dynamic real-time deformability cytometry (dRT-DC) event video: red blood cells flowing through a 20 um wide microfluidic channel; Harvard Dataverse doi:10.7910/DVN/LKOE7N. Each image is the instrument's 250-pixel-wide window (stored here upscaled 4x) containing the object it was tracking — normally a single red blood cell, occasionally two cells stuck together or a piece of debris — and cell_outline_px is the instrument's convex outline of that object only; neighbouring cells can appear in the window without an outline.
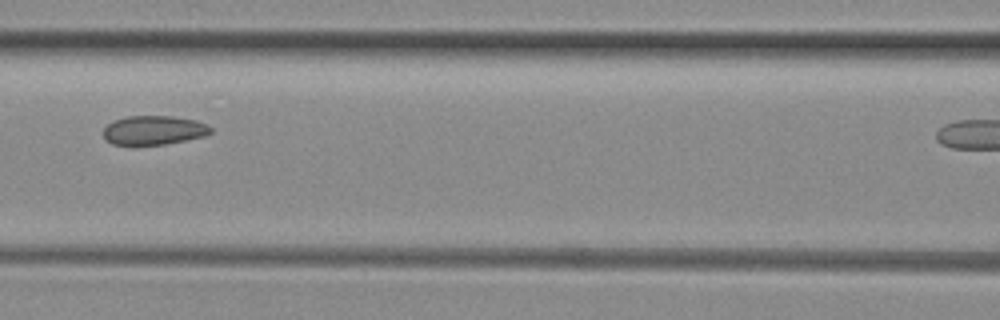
{"species": "common noctule bat (a hibernating species)", "species_latin": "Nyctalus noctula", "temperature_condition": "room temperature", "stored_images_in_passage": 4, "segment_of_instrument_passage": [1, 2], "camera_frame_rate_fps": 3000, "um_per_image_px": 0.085, "animal": {"sex": "female", "body_mass_g": 29.2, "forearm_length_mm": 56.3}, "frame": {"image": 1, "passage_image": 3, "time_ms": 0.667, "image_size_px": [1000, 320], "cell_outline_px": [[212, 132], [204, 136], [164, 144], [112, 144], [104, 140], [104, 128], [112, 120], [124, 116], [172, 116], [196, 120], [212, 128]], "centroid_in_image_um": [13.03, 11.05], "position_along_channel_um": 153.6, "area_um2": 18.09}}